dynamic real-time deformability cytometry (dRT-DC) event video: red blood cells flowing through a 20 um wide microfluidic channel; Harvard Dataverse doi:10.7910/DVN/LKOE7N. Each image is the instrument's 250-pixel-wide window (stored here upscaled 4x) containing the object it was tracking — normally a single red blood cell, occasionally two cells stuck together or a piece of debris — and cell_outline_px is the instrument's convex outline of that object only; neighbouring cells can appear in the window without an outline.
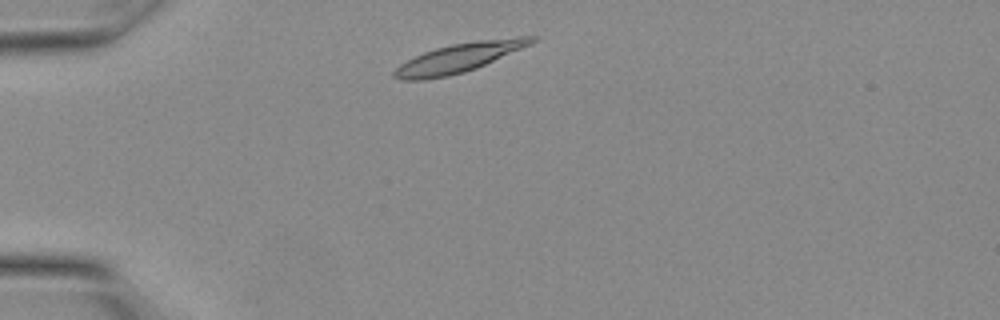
{"species": "Egyptian fruit bat (a non-hibernating species)", "species_latin": "Rousettus aegyptiacus", "temperature_condition": "warm", "stored_images_in_passage": 23, "camera_frame_rate_fps": 3000, "um_per_image_px": 0.085, "animal": {"sex": "female"}, "frame": {"image": 1, "passage_image": 2, "time_ms": 0.333, "image_size_px": [1000, 320], "cell_outline_px": [[540, 36], [532, 44], [476, 68], [464, 72], [448, 76], [424, 80], [400, 80], [392, 76], [392, 72], [400, 64], [424, 52], [436, 48], [452, 44], [476, 40], [520, 36]], "centroid_in_image_um": [39.03, 4.91], "position_along_channel_um": 46.0, "area_um2": 23.29}}
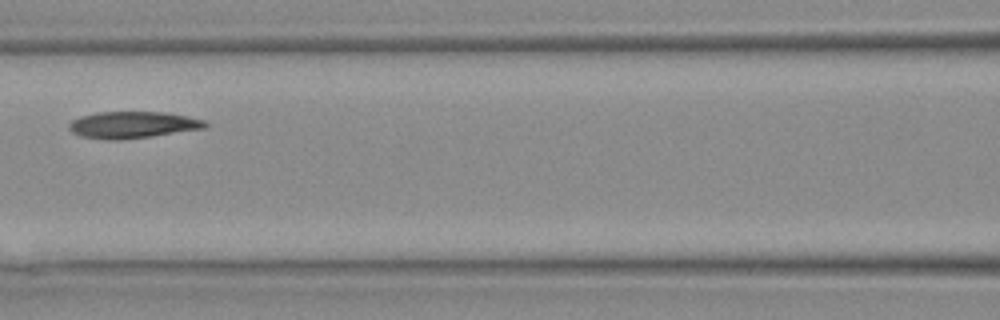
{"frame": {"image": 2, "passage_image": 8, "time_ms": 2.333, "image_size_px": [1000, 320], "cell_outline_px": [[208, 124], [204, 128], [152, 136], [120, 140], [108, 140], [80, 136], [72, 132], [68, 128], [68, 124], [72, 120], [80, 116], [96, 112], [164, 112], [204, 120]], "centroid_in_image_um": [11.21, 10.61], "position_along_channel_um": 155.4, "area_um2": 21.1}}
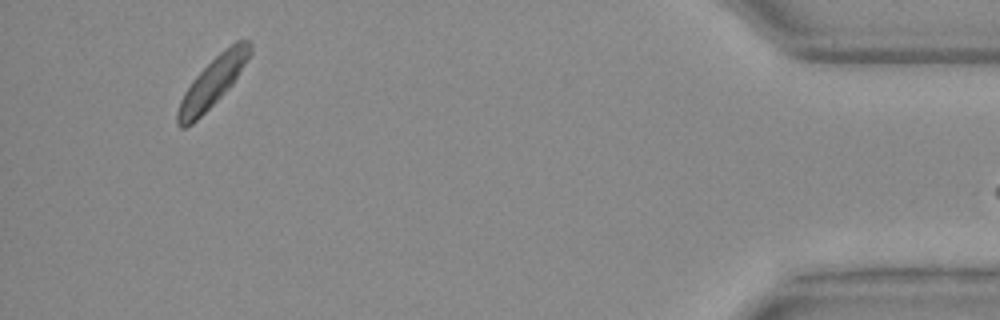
{"frame": {"image": 3, "passage_image": 22, "time_ms": 7.0, "image_size_px": [1000, 320], "cell_outline_px": [[252, 56], [232, 84], [192, 124], [184, 128], [180, 128], [176, 124], [176, 112], [180, 100], [184, 92], [192, 80], [224, 48], [236, 40], [248, 40], [252, 44]], "centroid_in_image_um": [18.09, 6.96], "position_along_channel_um": 417.1, "area_um2": 20.69}}